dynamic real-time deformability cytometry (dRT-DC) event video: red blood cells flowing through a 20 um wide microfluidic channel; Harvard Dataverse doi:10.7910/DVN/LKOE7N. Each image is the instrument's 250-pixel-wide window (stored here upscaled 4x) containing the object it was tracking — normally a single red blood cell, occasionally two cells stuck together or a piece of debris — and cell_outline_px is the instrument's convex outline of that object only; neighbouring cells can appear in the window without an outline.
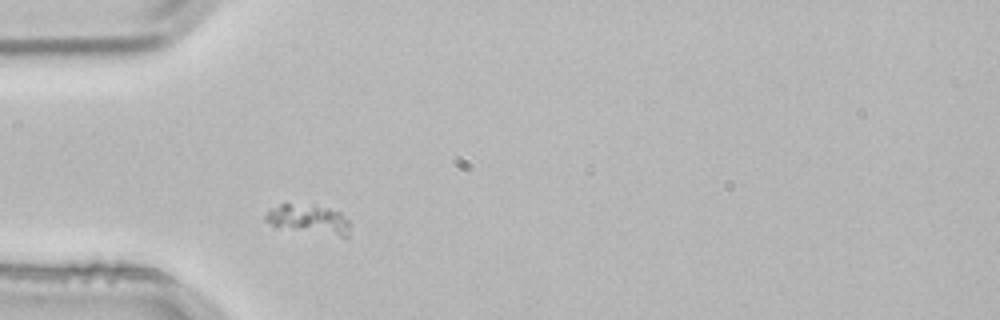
{"species": "common noctule bat (a hibernating species)", "species_latin": "Nyctalus noctula", "temperature_condition": "room temperature", "stored_images_in_passage": 1, "camera_frame_rate_fps": 3000, "um_per_image_px": 0.085, "animal": {"sex": "male", "body_mass_g": 21.5, "forearm_length_mm": 52.0}, "frame": {"image": 1, "passage_image": 1, "time_ms": 0.0, "image_size_px": [1000, 320], "cell_outline_px": [[352, 224], [348, 236], [340, 236], [276, 228], [264, 220], [264, 216], [272, 208], [280, 204], [288, 204], [328, 208], [340, 212]], "centroid_in_image_um": [26.24, 18.67], "position_along_channel_um": 58.8, "area_um2": 14.39}}